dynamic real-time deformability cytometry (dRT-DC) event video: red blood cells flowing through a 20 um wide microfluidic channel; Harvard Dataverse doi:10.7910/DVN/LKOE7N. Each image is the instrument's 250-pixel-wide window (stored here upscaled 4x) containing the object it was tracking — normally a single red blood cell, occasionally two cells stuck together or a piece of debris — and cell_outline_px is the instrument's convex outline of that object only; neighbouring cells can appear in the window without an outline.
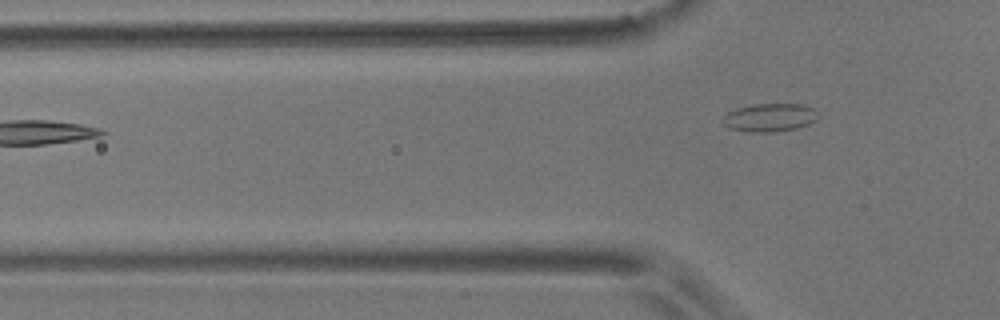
{"species": "common noctule bat (a hibernating species)", "species_latin": "Nyctalus noctula", "temperature_condition": "room temperature", "stored_images_in_passage": 2, "camera_frame_rate_fps": 3000, "um_per_image_px": 0.085, "animal": {"sex": "male", "body_mass_g": 17.9}, "frame": {"image": 1, "passage_image": 2, "time_ms": 1.333, "image_size_px": [1000, 320], "cell_outline_px": [[816, 120], [808, 124], [796, 128], [776, 132], [748, 132], [728, 128], [720, 124], [720, 120], [728, 112], [736, 108], [752, 104], [804, 104], [812, 108], [816, 112]], "centroid_in_image_um": [65.34, 10.0], "position_along_channel_um": 60.5, "area_um2": 15.84}}